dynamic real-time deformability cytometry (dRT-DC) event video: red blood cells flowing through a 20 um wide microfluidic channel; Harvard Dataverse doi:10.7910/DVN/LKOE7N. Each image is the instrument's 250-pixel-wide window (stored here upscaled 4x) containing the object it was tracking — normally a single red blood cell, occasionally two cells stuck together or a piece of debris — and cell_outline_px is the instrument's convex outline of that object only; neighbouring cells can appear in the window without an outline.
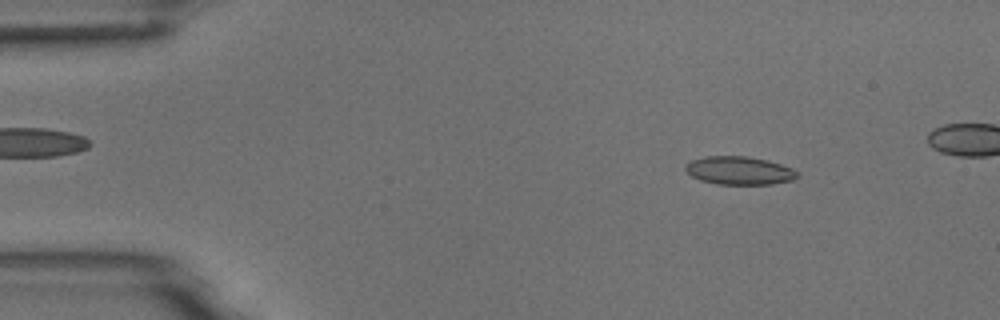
{"species": "common noctule bat (a hibernating species)", "species_latin": "Nyctalus noctula", "temperature_condition": "room temperature", "stored_images_in_passage": 5, "camera_frame_rate_fps": 3000, "um_per_image_px": 0.085, "animal": {"sex": "male", "body_mass_g": 18.8}, "frame": {"image": 1, "passage_image": 2, "time_ms": 1.0, "image_size_px": [1000, 320], "cell_outline_px": [[800, 176], [792, 180], [772, 184], [716, 184], [700, 180], [692, 176], [684, 168], [692, 160], [704, 156], [748, 156], [768, 160], [792, 168], [800, 172]], "centroid_in_image_um": [62.88, 14.5], "position_along_channel_um": 22.1, "area_um2": 18.44}}